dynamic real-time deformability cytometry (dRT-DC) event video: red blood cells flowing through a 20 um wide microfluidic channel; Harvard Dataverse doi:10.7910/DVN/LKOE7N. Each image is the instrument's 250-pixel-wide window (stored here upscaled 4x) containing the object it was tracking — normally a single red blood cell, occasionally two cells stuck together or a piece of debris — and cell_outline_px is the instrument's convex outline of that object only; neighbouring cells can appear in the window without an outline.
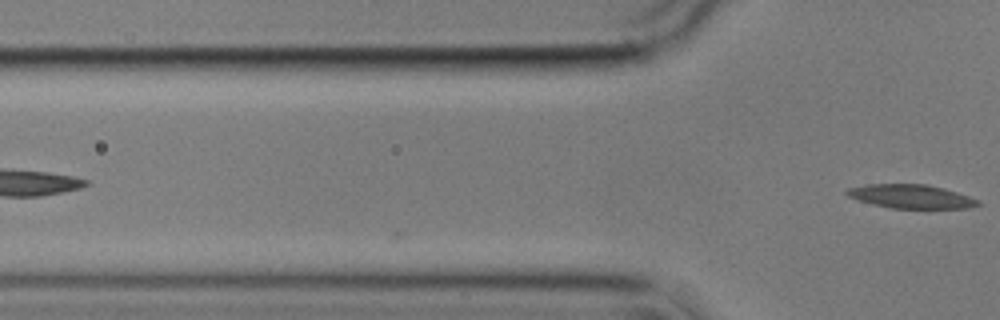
{"species": "common noctule bat (a hibernating species)", "species_latin": "Nyctalus noctula", "temperature_condition": "cold", "stored_images_in_passage": 7, "camera_frame_rate_fps": 3000, "um_per_image_px": 0.085, "animal": {"sex": "male", "body_mass_g": 17.9}, "frame": {"image": 1, "passage_image": 7, "time_ms": 2.0, "image_size_px": [1000, 320], "cell_outline_px": [[980, 204], [972, 208], [892, 208], [872, 204], [848, 196], [844, 192], [848, 188], [868, 184], [928, 184], [944, 188], [980, 200]], "centroid_in_image_um": [77.46, 16.69], "position_along_channel_um": 48.3, "area_um2": 18.09}}